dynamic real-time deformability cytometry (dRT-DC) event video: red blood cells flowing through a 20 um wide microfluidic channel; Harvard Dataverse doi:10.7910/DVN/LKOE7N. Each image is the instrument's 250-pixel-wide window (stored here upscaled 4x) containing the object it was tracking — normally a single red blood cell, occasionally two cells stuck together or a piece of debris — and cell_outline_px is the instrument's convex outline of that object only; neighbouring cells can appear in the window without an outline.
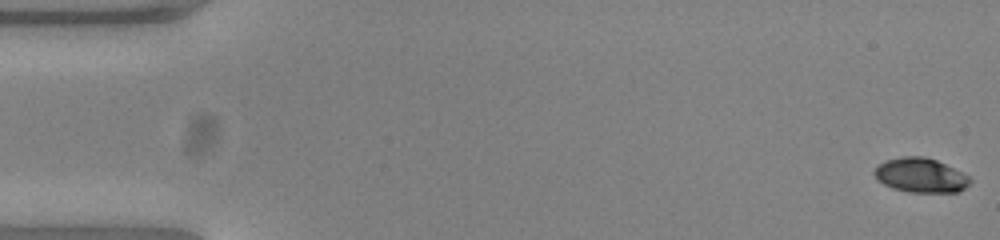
{"species": "common noctule bat (a hibernating species)", "species_latin": "Nyctalus noctula", "temperature_condition": "warm", "stored_images_in_passage": 54, "camera_frame_rate_fps": 3000, "um_per_image_px": 0.085, "animal": {"sex": "female", "body_mass_g": 23.0, "forearm_length_mm": 53.4}, "frame": {"image": 1, "passage_image": 1, "time_ms": 0.0, "image_size_px": [1000, 240], "cell_outline_px": [[972, 180], [964, 188], [956, 192], [912, 192], [892, 188], [876, 180], [872, 172], [884, 160], [904, 156], [924, 156], [936, 160], [968, 176]], "centroid_in_image_um": [78.2, 14.89], "position_along_channel_um": 6.8, "area_um2": 19.02}}
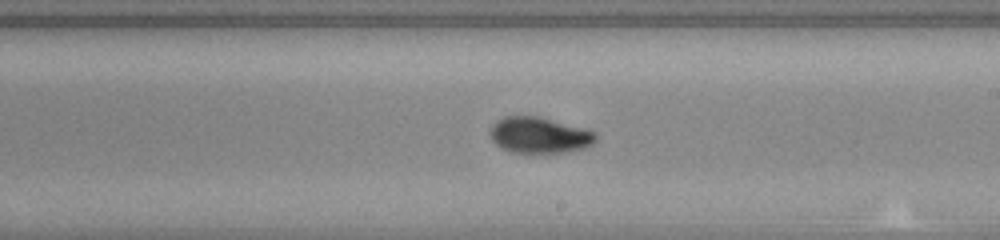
{"frame": {"image": 2, "passage_image": 31, "time_ms": 10.0, "image_size_px": [1000, 240], "cell_outline_px": [[596, 140], [592, 144], [584, 148], [564, 152], [512, 152], [496, 144], [492, 140], [492, 124], [496, 120], [504, 116], [536, 116], [592, 132], [596, 136]], "centroid_in_image_um": [45.79, 11.49], "position_along_channel_um": 243.2, "area_um2": 21.33}}
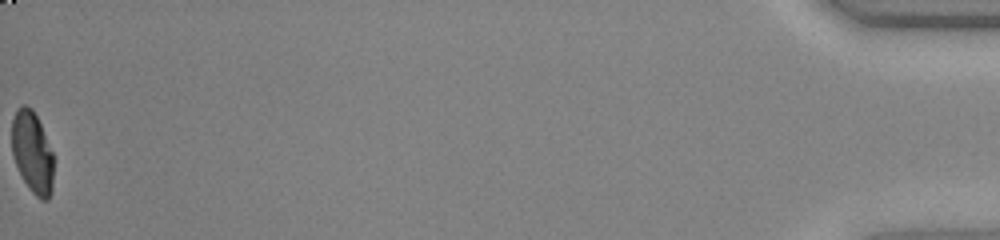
{"frame": {"image": 3, "passage_image": 54, "time_ms": 17.667, "image_size_px": [1000, 240], "cell_outline_px": [[52, 192], [48, 200], [40, 200], [28, 188], [16, 164], [12, 152], [12, 120], [16, 108], [24, 104], [32, 108], [40, 124], [52, 152]], "centroid_in_image_um": [2.73, 12.95], "position_along_channel_um": 432.5, "area_um2": 19.65}, "authors_computed_cell_mechanics": {"area_um2": 21.0103, "velocity_mm_per_s": 3.847, "shape_relaxation_time_tau1_ms": 3.6469, "shape_relaxation_time_tau2_ms": 1.1083, "deformation_change_tau1": 0.1762, "deformation_change_tau2": 0.0447}}